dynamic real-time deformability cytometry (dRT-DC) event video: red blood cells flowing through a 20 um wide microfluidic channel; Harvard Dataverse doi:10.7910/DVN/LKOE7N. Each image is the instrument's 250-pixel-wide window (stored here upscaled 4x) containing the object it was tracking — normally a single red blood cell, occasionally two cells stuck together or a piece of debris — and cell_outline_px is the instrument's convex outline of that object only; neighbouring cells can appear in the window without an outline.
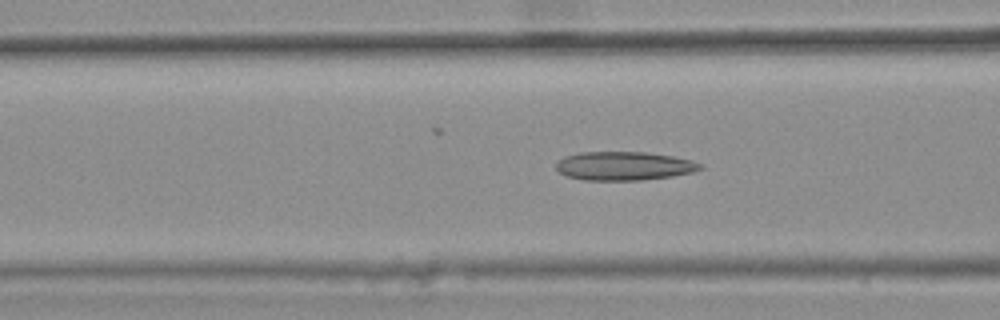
{"species": "common noctule bat (a hibernating species)", "species_latin": "Nyctalus noctula", "temperature_condition": "warm", "stored_images_in_passage": 29, "camera_frame_rate_fps": 3000, "um_per_image_px": 0.085, "animal": {"sex": "female", "body_mass_g": 25.1}, "frame": {"image": 1, "passage_image": 4, "time_ms": 1.0, "image_size_px": [1000, 320], "cell_outline_px": [[704, 168], [692, 172], [672, 176], [640, 180], [584, 180], [568, 176], [560, 172], [556, 168], [556, 164], [564, 156], [580, 152], [644, 152], [672, 156], [692, 160], [700, 164]], "centroid_in_image_um": [53.04, 14.1], "position_along_channel_um": 113.6, "area_um2": 23.93}}
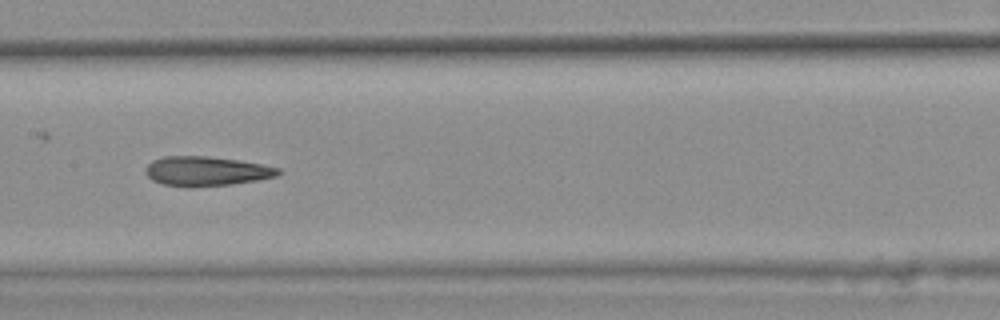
{"frame": {"image": 2, "passage_image": 10, "time_ms": 3.0, "image_size_px": [1000, 320], "cell_outline_px": [[284, 172], [276, 176], [256, 180], [232, 184], [192, 188], [188, 188], [164, 184], [152, 180], [144, 172], [148, 164], [152, 160], [164, 156], [204, 156], [236, 160], [260, 164], [280, 168]], "centroid_in_image_um": [17.52, 14.56], "position_along_channel_um": 189.9, "area_um2": 22.89}}
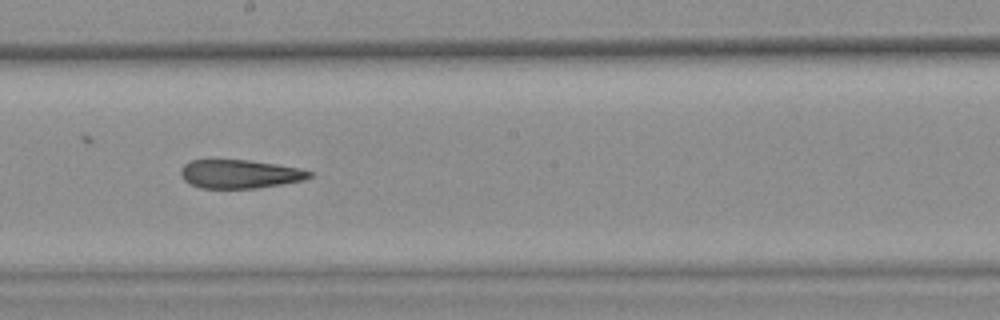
{"frame": {"image": 3, "passage_image": 13, "time_ms": 4.0, "image_size_px": [1000, 320], "cell_outline_px": [[312, 176], [304, 180], [256, 188], [200, 188], [184, 180], [180, 172], [184, 164], [192, 160], [248, 160], [276, 164], [300, 168], [312, 172]], "centroid_in_image_um": [20.39, 14.79], "position_along_channel_um": 227.8, "area_um2": 21.27}}